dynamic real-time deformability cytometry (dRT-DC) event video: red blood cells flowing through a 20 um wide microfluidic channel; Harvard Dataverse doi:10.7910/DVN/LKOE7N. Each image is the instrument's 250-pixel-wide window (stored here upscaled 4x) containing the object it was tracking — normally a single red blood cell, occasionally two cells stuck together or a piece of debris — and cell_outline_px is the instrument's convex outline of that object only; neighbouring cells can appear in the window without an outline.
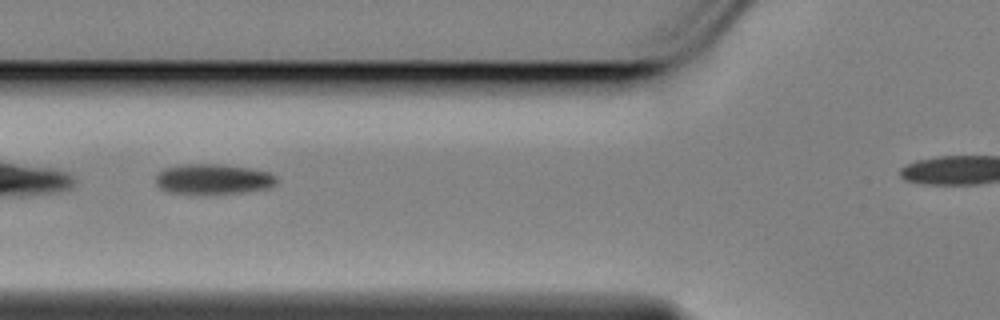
{"species": "Egyptian fruit bat (a non-hibernating species)", "species_latin": "Rousettus aegyptiacus", "temperature_condition": "cold", "stored_images_in_passage": 34, "camera_frame_rate_fps": 3000, "um_per_image_px": 0.085, "animal": {"sex": "female"}, "frame": {"image": 1, "passage_image": 5, "time_ms": 1.333, "image_size_px": [1000, 320], "cell_outline_px": [[276, 184], [268, 188], [244, 192], [196, 196], [168, 192], [160, 188], [156, 184], [156, 176], [164, 168], [188, 164], [224, 164], [252, 168], [268, 172], [276, 176]], "centroid_in_image_um": [18.1, 15.25], "position_along_channel_um": 107.7, "area_um2": 21.91}}
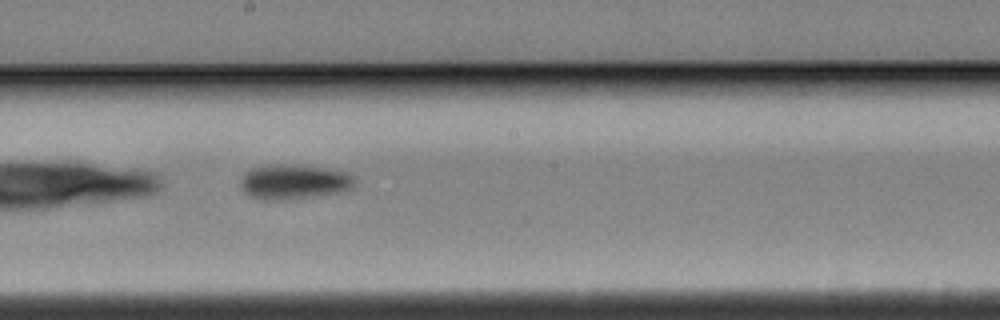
{"frame": {"image": 2, "passage_image": 15, "time_ms": 4.667, "image_size_px": [1000, 320], "cell_outline_px": [[352, 184], [348, 188], [340, 192], [284, 200], [264, 200], [248, 196], [244, 192], [240, 184], [240, 180], [244, 172], [252, 168], [268, 164], [284, 164], [324, 168], [344, 172], [352, 176]], "centroid_in_image_um": [24.86, 15.45], "position_along_channel_um": 223.3, "area_um2": 22.83}}
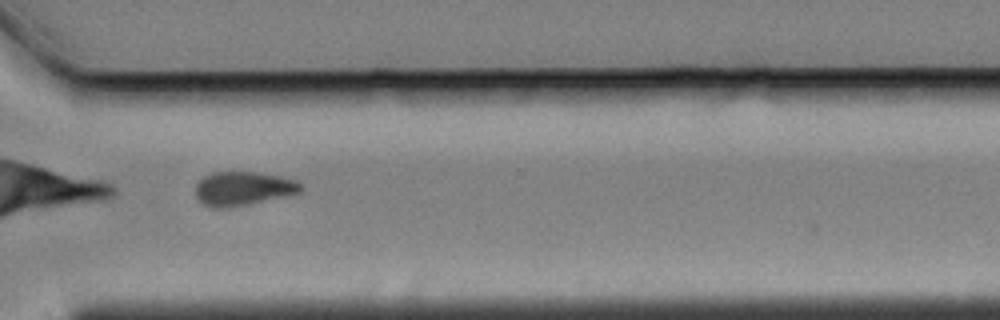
{"frame": {"image": 3, "passage_image": 26, "time_ms": 8.333, "image_size_px": [1000, 320], "cell_outline_px": [[304, 188], [300, 192], [248, 204], [220, 208], [212, 208], [204, 204], [196, 196], [196, 184], [204, 176], [212, 172], [256, 172], [280, 176], [296, 180]], "centroid_in_image_um": [20.65, 16.01], "position_along_channel_um": 350.0, "area_um2": 20.52}}